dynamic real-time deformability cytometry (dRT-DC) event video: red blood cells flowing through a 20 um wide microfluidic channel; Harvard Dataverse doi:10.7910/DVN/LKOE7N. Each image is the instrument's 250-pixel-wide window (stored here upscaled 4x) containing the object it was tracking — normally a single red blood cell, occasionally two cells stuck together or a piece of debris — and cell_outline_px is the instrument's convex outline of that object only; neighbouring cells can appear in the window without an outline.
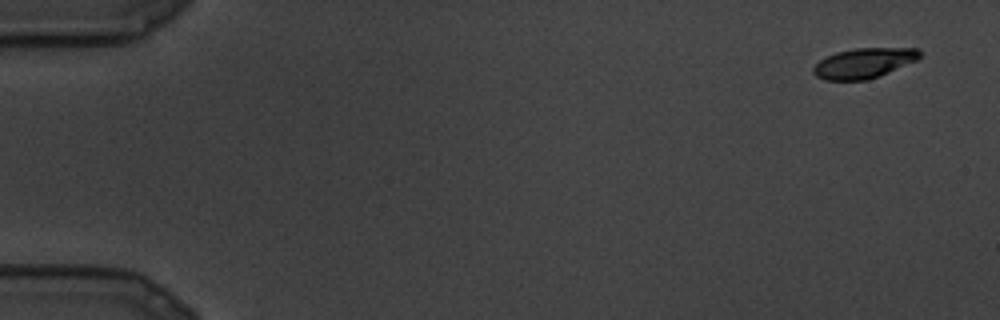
{"species": "common noctule bat (a hibernating species)", "species_latin": "Nyctalus noctula", "temperature_condition": "cold", "stored_images_in_passage": 5, "camera_frame_rate_fps": 3000, "um_per_image_px": 0.085, "animal": {"sex": "male", "body_mass_g": 19.5, "forearm_length_mm": 54.6}, "frame": {"image": 1, "passage_image": 1, "time_ms": 0.0, "image_size_px": [1000, 320], "cell_outline_px": [[920, 56], [916, 60], [880, 76], [868, 80], [824, 80], [816, 76], [812, 72], [812, 68], [820, 60], [836, 52], [856, 48], [920, 48]], "centroid_in_image_um": [73.41, 5.37], "position_along_channel_um": 11.6, "area_um2": 18.61}}